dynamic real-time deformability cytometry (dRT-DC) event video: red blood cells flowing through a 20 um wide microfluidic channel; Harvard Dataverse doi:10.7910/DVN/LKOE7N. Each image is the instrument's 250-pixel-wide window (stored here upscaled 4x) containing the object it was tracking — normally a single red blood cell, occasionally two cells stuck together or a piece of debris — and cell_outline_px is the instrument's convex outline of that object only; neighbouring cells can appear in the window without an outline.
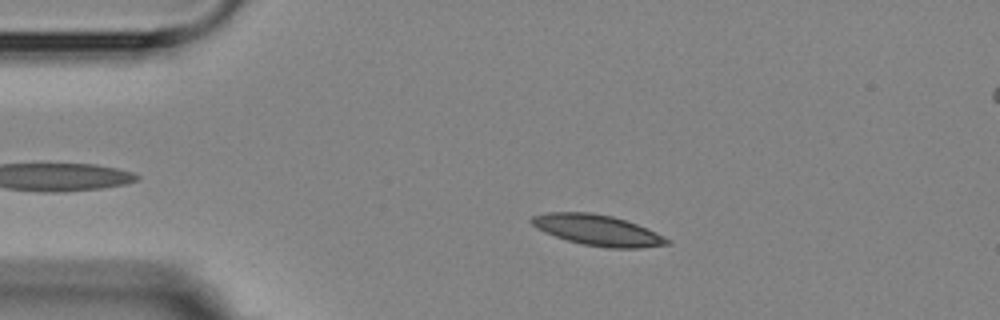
{"species": "Egyptian fruit bat (a non-hibernating species)", "species_latin": "Rousettus aegyptiacus", "temperature_condition": "room temperature", "stored_images_in_passage": 2, "camera_frame_rate_fps": 3000, "um_per_image_px": 0.085, "animal": {"sex": "female"}, "frame": {"image": 1, "passage_image": 1, "time_ms": 0.0, "image_size_px": [1000, 320], "cell_outline_px": [[672, 244], [640, 248], [604, 248], [584, 244], [568, 240], [544, 232], [536, 228], [528, 220], [532, 216], [548, 212], [592, 212], [612, 216], [636, 224], [656, 232], [672, 240]], "centroid_in_image_um": [50.81, 19.57], "position_along_channel_um": 34.2, "area_um2": 24.33}}